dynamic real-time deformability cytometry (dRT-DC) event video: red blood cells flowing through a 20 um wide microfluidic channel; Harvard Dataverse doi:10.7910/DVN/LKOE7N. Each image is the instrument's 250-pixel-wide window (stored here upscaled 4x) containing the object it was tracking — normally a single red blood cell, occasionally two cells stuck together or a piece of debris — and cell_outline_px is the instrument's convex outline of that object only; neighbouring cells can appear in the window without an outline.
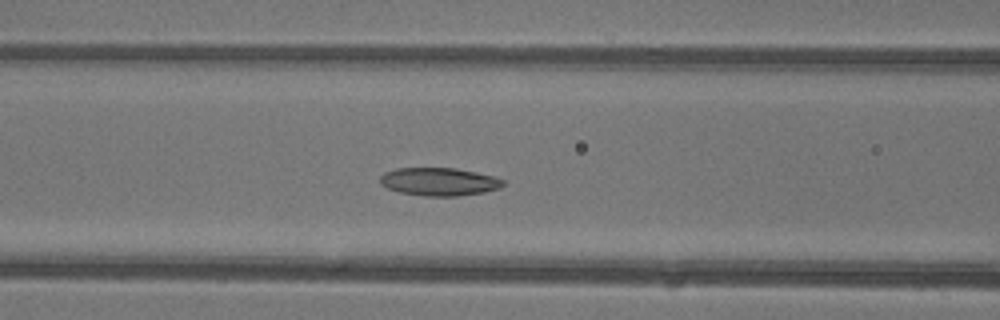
{"species": "common noctule bat (a hibernating species)", "species_latin": "Nyctalus noctula", "temperature_condition": "warm", "stored_images_in_passage": 42, "camera_frame_rate_fps": 3000, "um_per_image_px": 0.085, "animal": {"sex": "female"}, "frame": {"image": 1, "passage_image": 15, "time_ms": 4.667, "image_size_px": [1000, 320], "cell_outline_px": [[504, 184], [500, 188], [484, 192], [456, 196], [424, 196], [400, 192], [388, 188], [380, 184], [380, 176], [384, 172], [396, 168], [456, 168], [496, 176], [504, 180]], "centroid_in_image_um": [37.33, 15.44], "position_along_channel_um": 129.3, "area_um2": 20.17}}
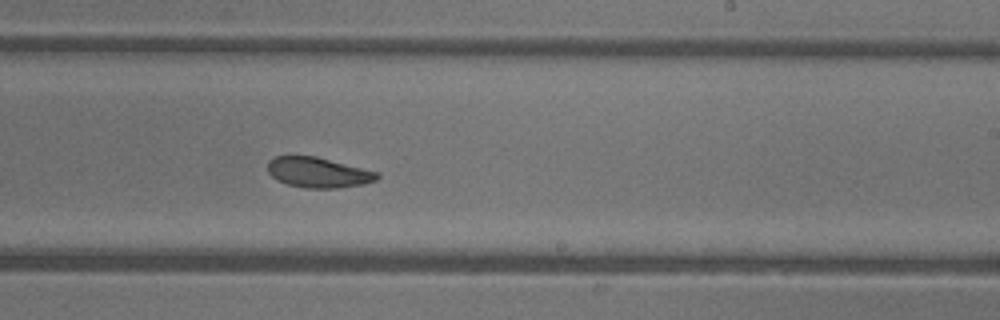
{"frame": {"image": 2, "passage_image": 24, "time_ms": 7.667, "image_size_px": [1000, 320], "cell_outline_px": [[380, 176], [376, 180], [364, 184], [340, 188], [304, 188], [288, 184], [276, 180], [268, 172], [268, 160], [272, 156], [316, 156], [376, 172]], "centroid_in_image_um": [27.0, 14.66], "position_along_channel_um": 262.0, "area_um2": 19.25}}
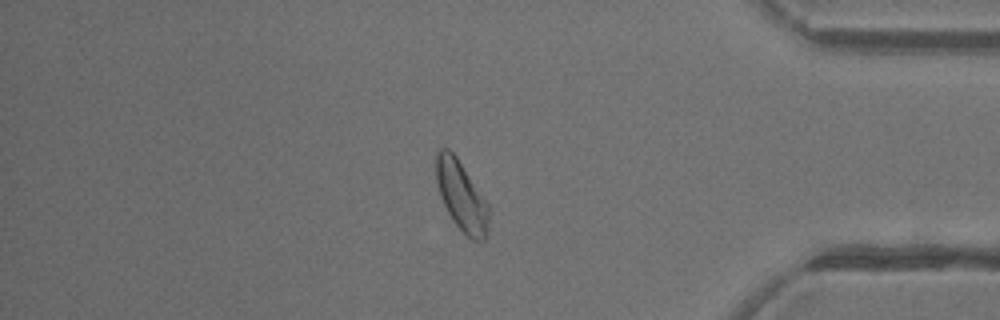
{"frame": {"image": 3, "passage_image": 35, "time_ms": 11.333, "image_size_px": [1000, 320], "cell_outline_px": [[488, 228], [484, 240], [472, 240], [452, 220], [440, 196], [436, 180], [436, 152], [440, 148], [448, 148], [456, 156], [488, 204]], "centroid_in_image_um": [39.2, 16.64], "position_along_channel_um": 396.0, "area_um2": 20.98}, "authors_computed_cell_mechanics": {"area_um2": 20.7213, "velocity_mm_per_s": 4.435, "shape_relaxation_time_tau1_ms": 4.3142, "shape_relaxation_time_tau2_ms": 3.6709, "deformation_change_tau1": 0.1181, "deformation_change_tau2": 0.0901}}